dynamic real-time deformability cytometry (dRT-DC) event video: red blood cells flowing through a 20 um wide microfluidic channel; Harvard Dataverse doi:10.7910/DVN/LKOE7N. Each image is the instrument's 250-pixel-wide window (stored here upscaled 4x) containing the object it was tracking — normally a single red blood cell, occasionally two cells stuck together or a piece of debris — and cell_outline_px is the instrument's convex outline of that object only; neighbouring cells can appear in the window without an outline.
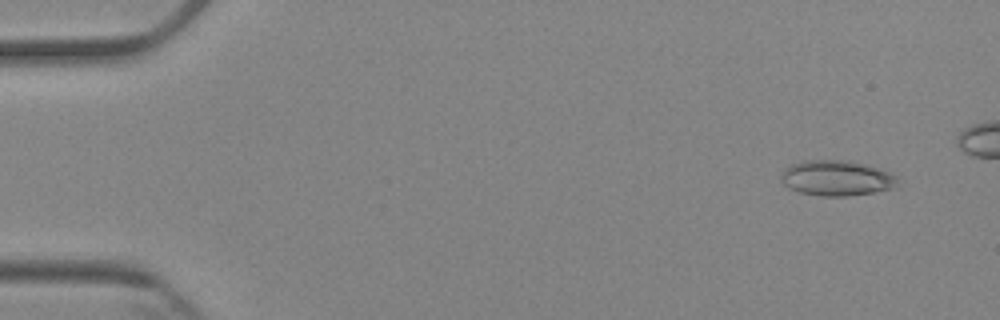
{"species": "Egyptian fruit bat (a non-hibernating species)", "species_latin": "Rousettus aegyptiacus", "temperature_condition": "cold", "stored_images_in_passage": 7, "camera_frame_rate_fps": 3000, "um_per_image_px": 0.085, "animal": {"sex": "female"}, "frame": {"image": 1, "passage_image": 2, "time_ms": 1.0, "image_size_px": [1000, 320], "cell_outline_px": [[896, 188], [848, 196], [820, 196], [800, 192], [788, 188], [780, 180], [780, 172], [784, 168], [792, 164], [804, 160], [848, 160], [880, 168], [896, 176]], "centroid_in_image_um": [71.07, 15.13], "position_along_channel_um": 13.9, "area_um2": 24.16}}